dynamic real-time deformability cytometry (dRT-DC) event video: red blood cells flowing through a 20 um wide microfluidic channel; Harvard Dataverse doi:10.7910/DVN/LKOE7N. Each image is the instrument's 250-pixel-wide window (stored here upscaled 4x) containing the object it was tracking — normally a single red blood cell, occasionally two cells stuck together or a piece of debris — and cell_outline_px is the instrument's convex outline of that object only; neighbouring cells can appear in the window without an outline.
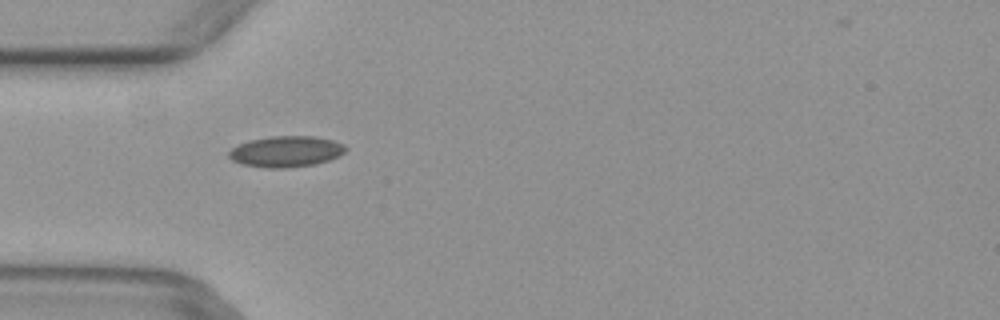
{"species": "common noctule bat (a hibernating species)", "species_latin": "Nyctalus noctula", "temperature_condition": "warm", "stored_images_in_passage": 5, "camera_frame_rate_fps": 3000, "um_per_image_px": 0.085, "animal": {"sex": "female", "body_mass_g": 29.2, "forearm_length_mm": 56.3}, "frame": {"image": 1, "passage_image": 5, "time_ms": 1.333, "image_size_px": [1000, 320], "cell_outline_px": [[348, 148], [340, 156], [316, 164], [284, 168], [268, 168], [240, 164], [232, 160], [228, 156], [228, 152], [232, 148], [248, 140], [272, 136], [312, 136], [332, 140], [344, 144]], "centroid_in_image_um": [24.31, 12.88], "position_along_channel_um": 60.7, "area_um2": 21.15}}